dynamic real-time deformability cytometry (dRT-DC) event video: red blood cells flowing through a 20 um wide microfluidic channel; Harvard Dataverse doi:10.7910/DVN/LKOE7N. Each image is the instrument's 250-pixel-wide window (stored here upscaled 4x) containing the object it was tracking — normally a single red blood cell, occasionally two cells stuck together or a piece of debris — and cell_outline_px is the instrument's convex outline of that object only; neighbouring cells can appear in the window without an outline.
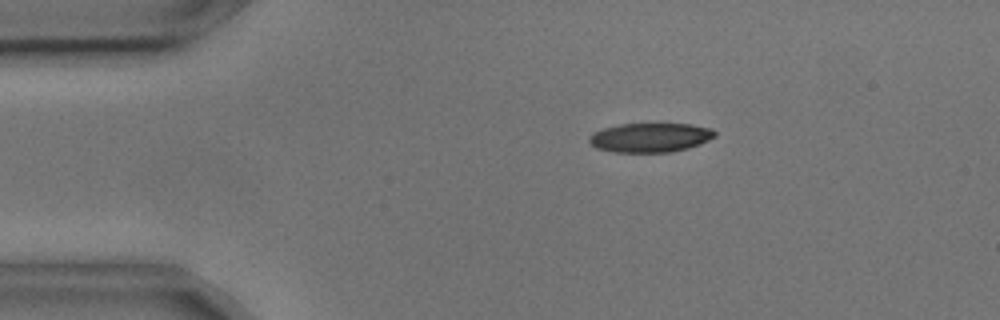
{"species": "common noctule bat (a hibernating species)", "species_latin": "Nyctalus noctula", "temperature_condition": "cold", "stored_images_in_passage": 4, "camera_frame_rate_fps": 3000, "um_per_image_px": 0.085, "animal": {"sex": "male", "body_mass_g": 17.9, "forearm_length_mm": 54.2}, "frame": {"image": 1, "passage_image": 3, "time_ms": 0.667, "image_size_px": [1000, 320], "cell_outline_px": [[716, 136], [700, 144], [688, 148], [672, 152], [612, 152], [596, 148], [588, 140], [588, 136], [592, 132], [604, 128], [620, 124], [692, 124], [712, 128], [716, 132]], "centroid_in_image_um": [55.27, 11.69], "position_along_channel_um": 29.7, "area_um2": 21.56}}